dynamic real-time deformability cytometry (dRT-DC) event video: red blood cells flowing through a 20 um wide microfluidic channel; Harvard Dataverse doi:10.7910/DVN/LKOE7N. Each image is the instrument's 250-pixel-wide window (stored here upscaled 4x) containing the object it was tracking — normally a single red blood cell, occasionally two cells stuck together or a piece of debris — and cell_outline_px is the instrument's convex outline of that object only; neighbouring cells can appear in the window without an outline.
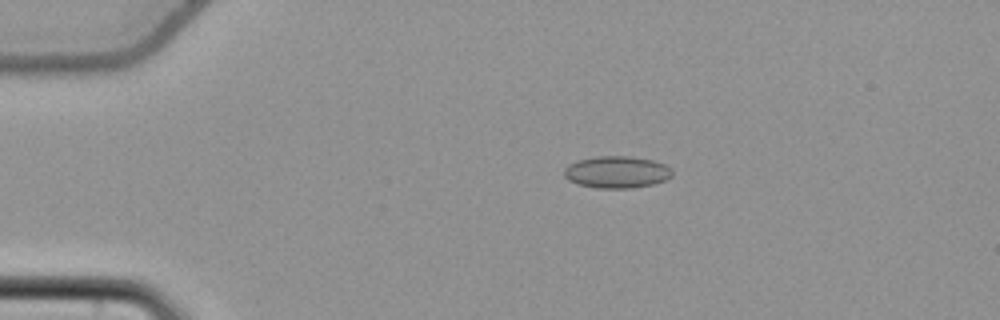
{"species": "common noctule bat (a hibernating species)", "species_latin": "Nyctalus noctula", "temperature_condition": "cold", "stored_images_in_passage": 51, "camera_frame_rate_fps": 3000, "um_per_image_px": 0.085, "animal": {"sex": "female", "body_mass_g": 22.7, "forearm_length_mm": 54.2}, "frame": {"image": 1, "passage_image": 8, "time_ms": 2.333, "image_size_px": [1000, 320], "cell_outline_px": [[672, 176], [664, 180], [652, 184], [632, 188], [596, 188], [576, 184], [568, 180], [564, 176], [564, 168], [568, 164], [580, 160], [596, 156], [632, 156], [652, 160], [664, 164], [672, 168]], "centroid_in_image_um": [52.41, 14.63], "position_along_channel_um": 32.6, "area_um2": 20.23}}
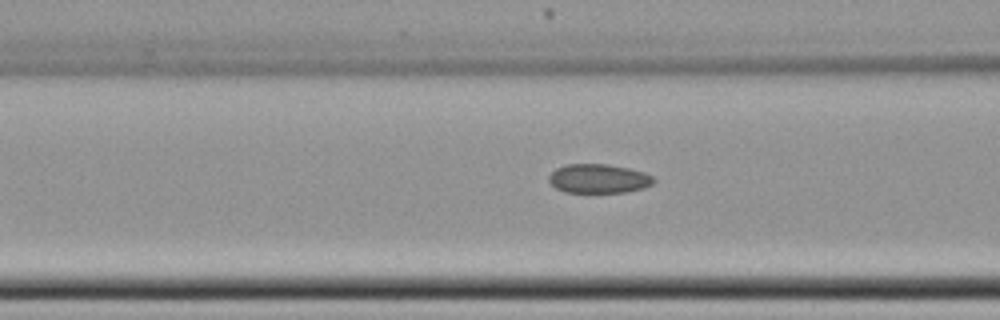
{"frame": {"image": 2, "passage_image": 19, "time_ms": 6.0, "image_size_px": [1000, 320], "cell_outline_px": [[656, 180], [652, 184], [644, 188], [628, 192], [564, 192], [556, 188], [548, 180], [548, 176], [556, 168], [564, 164], [608, 164], [628, 168], [644, 172], [652, 176]], "centroid_in_image_um": [50.88, 15.18], "position_along_channel_um": 115.7, "area_um2": 17.86}}
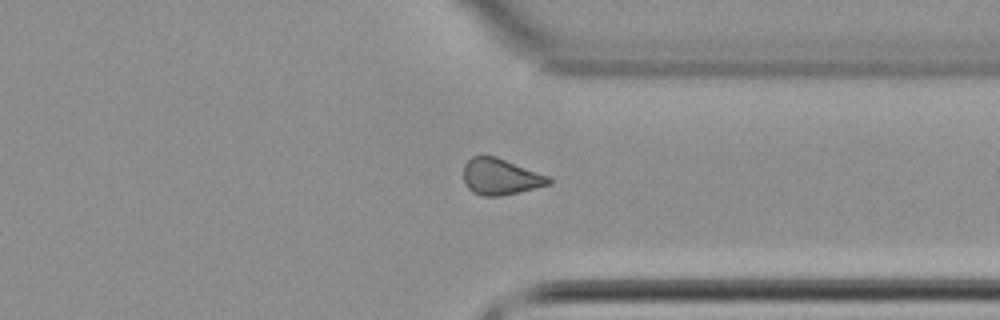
{"frame": {"image": 3, "passage_image": 39, "time_ms": 12.667, "image_size_px": [1000, 320], "cell_outline_px": [[552, 184], [500, 196], [484, 196], [472, 192], [464, 184], [464, 164], [472, 156], [496, 156], [548, 176], [552, 180]], "centroid_in_image_um": [42.52, 15.02], "position_along_channel_um": 368.9, "area_um2": 17.92}, "authors_computed_cell_mechanics": {"area_um2": 18.4382, "velocity_mm_per_s": 3.7912, "shape_relaxation_time_tau1_ms": null, "shape_relaxation_time_tau2_ms": 2.5348, "deformation_change_tau1": null, "deformation_change_tau2": 0.0686}}